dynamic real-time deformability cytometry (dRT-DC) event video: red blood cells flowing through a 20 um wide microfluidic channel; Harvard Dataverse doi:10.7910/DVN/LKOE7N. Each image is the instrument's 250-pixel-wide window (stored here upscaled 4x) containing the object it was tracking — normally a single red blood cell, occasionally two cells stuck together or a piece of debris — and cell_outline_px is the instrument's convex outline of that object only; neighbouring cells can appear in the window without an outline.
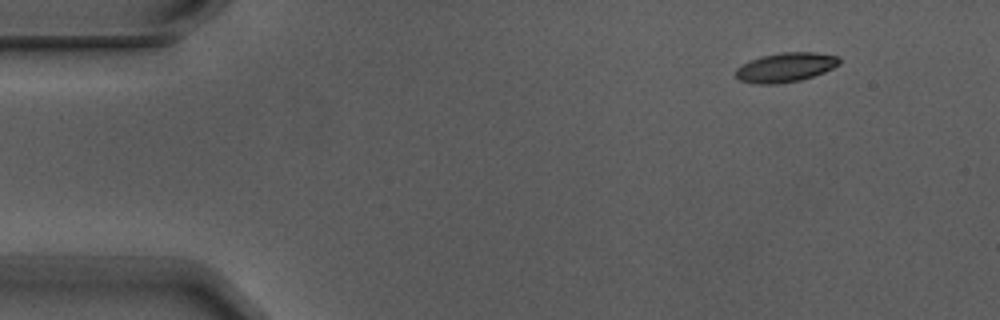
{"species": "Egyptian fruit bat (a non-hibernating species)", "species_latin": "Rousettus aegyptiacus", "temperature_condition": "warm", "stored_images_in_passage": 6, "camera_frame_rate_fps": 3000, "um_per_image_px": 0.085, "animal": {"sex": "male"}, "frame": {"image": 1, "passage_image": 1, "time_ms": 0.0, "image_size_px": [1000, 320], "cell_outline_px": [[840, 64], [824, 72], [800, 80], [776, 84], [760, 84], [740, 80], [736, 76], [736, 68], [752, 60], [764, 56], [780, 52], [816, 52], [836, 56], [840, 60]], "centroid_in_image_um": [66.8, 5.72], "position_along_channel_um": 18.2, "area_um2": 17.4}}
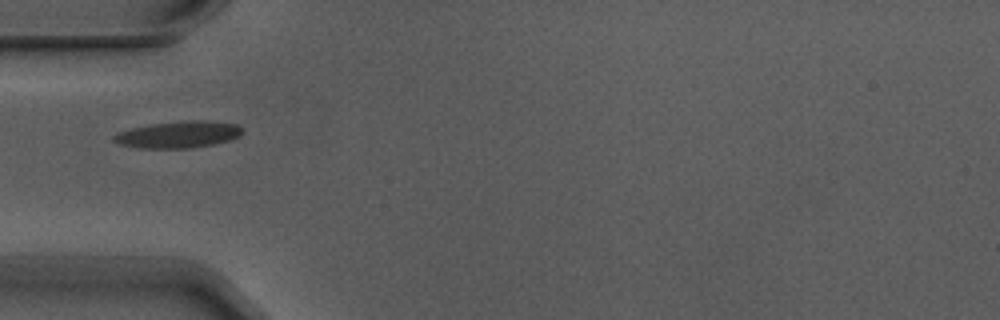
{"frame": {"image": 2, "passage_image": 4, "time_ms": 1.0, "image_size_px": [1000, 320], "cell_outline_px": [[244, 132], [240, 136], [228, 140], [212, 144], [192, 148], [140, 148], [120, 144], [112, 140], [112, 136], [116, 132], [132, 128], [152, 124], [188, 120], [204, 120], [236, 124], [244, 128]], "centroid_in_image_um": [15.17, 11.43], "position_along_channel_um": 69.8, "area_um2": 20.06}}
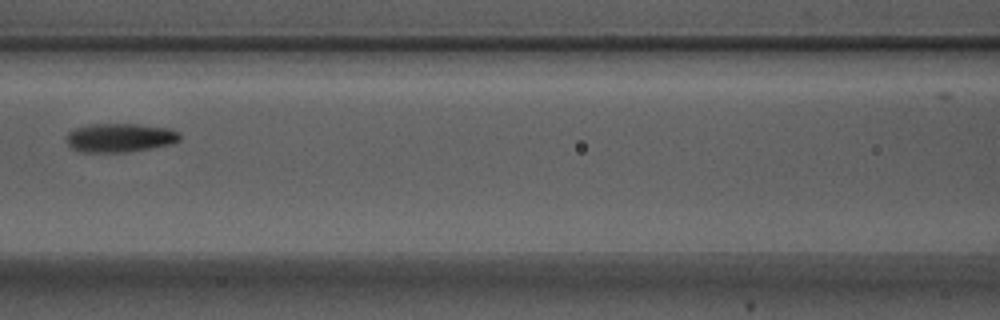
{"frame": {"image": 3, "passage_image": 6, "time_ms": 1.667, "image_size_px": [1000, 320], "cell_outline_px": [[180, 140], [172, 144], [128, 152], [80, 152], [72, 148], [68, 144], [64, 136], [68, 132], [76, 128], [88, 124], [136, 124], [168, 128], [180, 132]], "centroid_in_image_um": [10.17, 11.71], "position_along_channel_um": 156.4, "area_um2": 19.19}}